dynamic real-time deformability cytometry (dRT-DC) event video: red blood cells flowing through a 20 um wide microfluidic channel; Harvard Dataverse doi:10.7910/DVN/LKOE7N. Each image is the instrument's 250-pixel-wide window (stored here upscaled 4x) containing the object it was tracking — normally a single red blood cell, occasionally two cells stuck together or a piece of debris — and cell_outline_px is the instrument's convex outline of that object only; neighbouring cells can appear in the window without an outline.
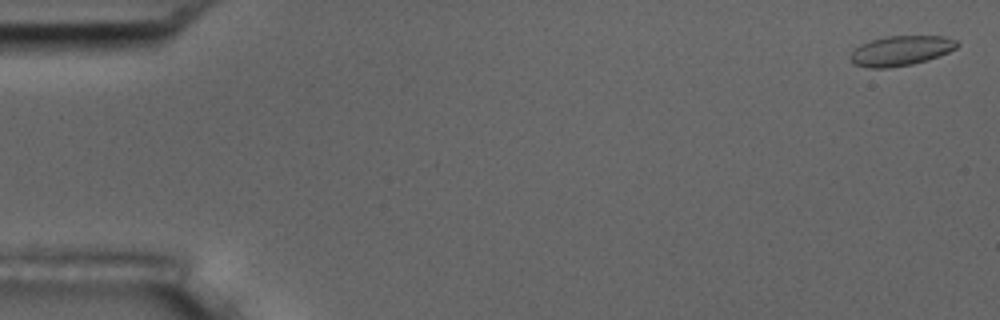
{"species": "common noctule bat (a hibernating species)", "species_latin": "Nyctalus noctula", "temperature_condition": "room temperature", "stored_images_in_passage": 3, "camera_frame_rate_fps": 3000, "um_per_image_px": 0.085, "animal": {"sex": "male", "body_mass_g": 17.5, "forearm_length_mm": 52.3}, "frame": {"image": 1, "passage_image": 1, "time_ms": 0.0, "image_size_px": [1000, 320], "cell_outline_px": [[960, 44], [956, 48], [948, 52], [928, 60], [912, 64], [888, 68], [868, 68], [852, 64], [848, 56], [860, 44], [872, 40], [888, 36], [944, 36], [956, 40]], "centroid_in_image_um": [76.55, 4.32], "position_along_channel_um": 8.4, "area_um2": 18.67}}